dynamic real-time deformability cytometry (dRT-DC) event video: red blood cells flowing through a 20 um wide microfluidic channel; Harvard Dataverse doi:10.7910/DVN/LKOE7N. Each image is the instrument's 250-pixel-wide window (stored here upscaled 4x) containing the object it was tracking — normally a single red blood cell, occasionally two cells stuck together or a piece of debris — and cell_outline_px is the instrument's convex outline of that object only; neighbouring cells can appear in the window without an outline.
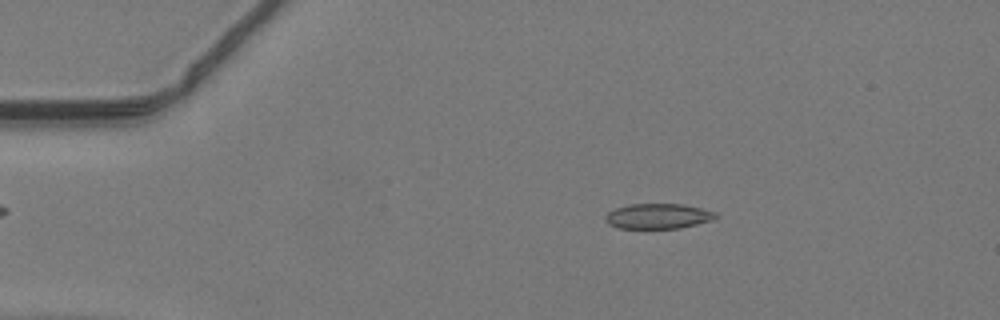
{"species": "common noctule bat (a hibernating species)", "species_latin": "Nyctalus noctula", "temperature_condition": "warm", "stored_images_in_passage": 40, "camera_frame_rate_fps": 3000, "um_per_image_px": 0.085, "animal": {"sex": "male", "body_mass_g": 19.2, "forearm_length_mm": 51.8}, "frame": {"image": 1, "passage_image": 1, "time_ms": 0.0, "image_size_px": [1000, 320], "cell_outline_px": [[716, 216], [712, 220], [680, 228], [616, 228], [608, 224], [604, 220], [604, 216], [608, 212], [616, 208], [628, 204], [684, 204], [716, 212]], "centroid_in_image_um": [55.88, 18.37], "position_along_channel_um": 29.1, "area_um2": 16.18}}
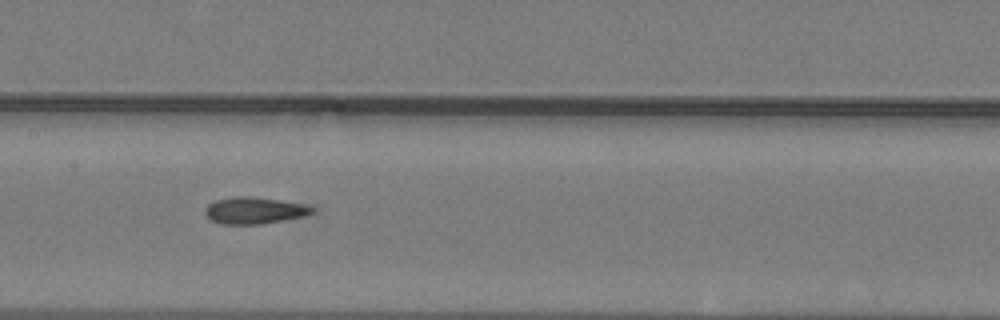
{"frame": {"image": 2, "passage_image": 16, "time_ms": 5.0, "image_size_px": [1000, 320], "cell_outline_px": [[316, 212], [304, 216], [260, 224], [220, 224], [212, 220], [204, 212], [204, 208], [208, 204], [216, 200], [232, 196], [252, 196], [280, 200], [300, 204], [316, 208]], "centroid_in_image_um": [21.6, 17.88], "position_along_channel_um": 185.8, "area_um2": 16.65}}
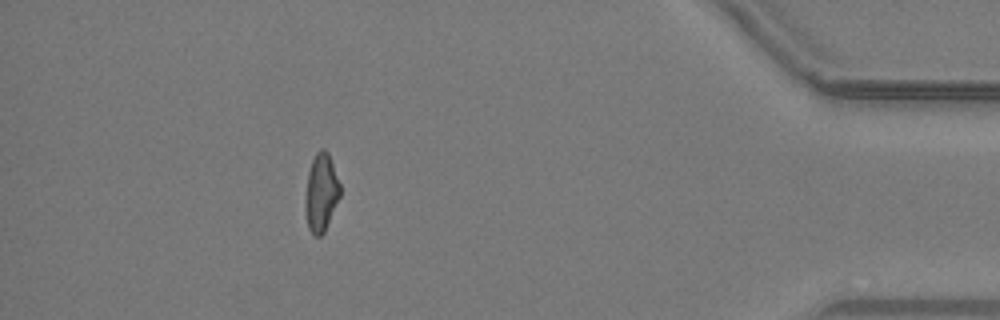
{"frame": {"image": 3, "passage_image": 35, "time_ms": 11.333, "image_size_px": [1000, 320], "cell_outline_px": [[340, 196], [324, 232], [320, 236], [316, 236], [308, 228], [304, 208], [304, 200], [308, 172], [312, 160], [316, 152], [320, 148], [324, 148], [328, 152], [340, 184]], "centroid_in_image_um": [27.28, 16.35], "position_along_channel_um": 407.9, "area_um2": 15.84}}